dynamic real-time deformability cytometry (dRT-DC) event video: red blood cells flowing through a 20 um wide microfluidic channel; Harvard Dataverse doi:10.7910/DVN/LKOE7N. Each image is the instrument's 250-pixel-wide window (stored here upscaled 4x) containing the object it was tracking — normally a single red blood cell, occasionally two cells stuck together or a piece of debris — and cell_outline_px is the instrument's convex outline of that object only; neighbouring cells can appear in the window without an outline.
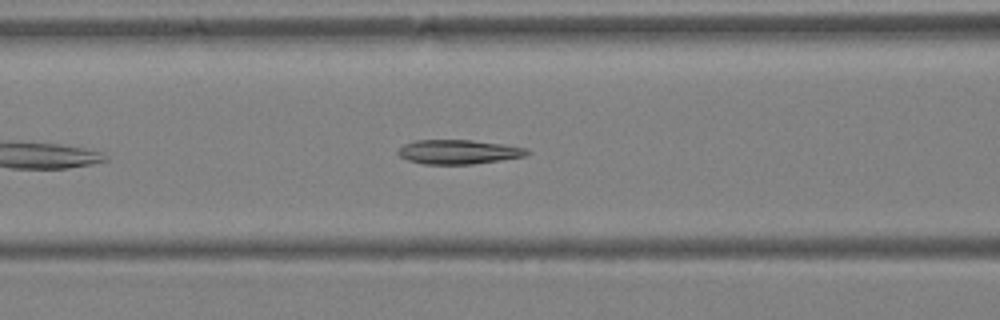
{"species": "Egyptian fruit bat (a non-hibernating species)", "species_latin": "Rousettus aegyptiacus", "temperature_condition": "warm", "stored_images_in_passage": 12, "camera_frame_rate_fps": 3000, "um_per_image_px": 0.085, "animal": {"sex": "female"}, "frame": {"image": 1, "passage_image": 7, "time_ms": 2.0, "image_size_px": [1000, 320], "cell_outline_px": [[528, 152], [524, 156], [500, 160], [472, 164], [424, 164], [408, 160], [400, 156], [396, 152], [404, 144], [416, 140], [472, 140], [528, 148]], "centroid_in_image_um": [38.93, 12.91], "position_along_channel_um": 127.7, "area_um2": 18.03}}